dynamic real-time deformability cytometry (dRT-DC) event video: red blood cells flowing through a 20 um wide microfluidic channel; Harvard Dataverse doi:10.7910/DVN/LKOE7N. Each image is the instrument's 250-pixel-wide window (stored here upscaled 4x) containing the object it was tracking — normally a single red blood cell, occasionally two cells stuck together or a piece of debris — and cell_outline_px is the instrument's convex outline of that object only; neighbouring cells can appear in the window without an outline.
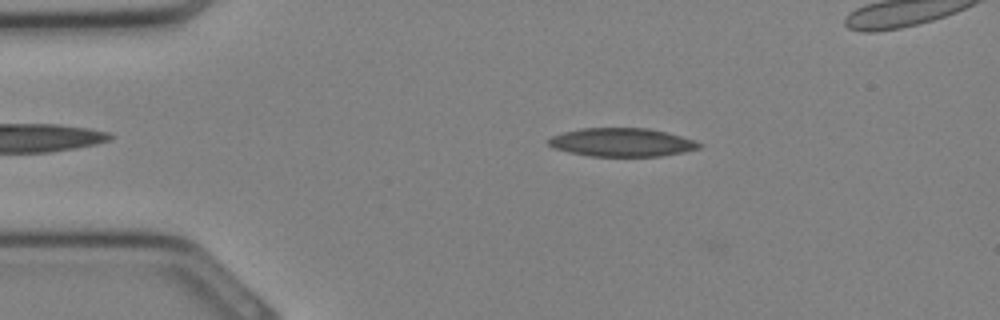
{"species": "Egyptian fruit bat (a non-hibernating species)", "species_latin": "Rousettus aegyptiacus", "temperature_condition": "cold", "stored_images_in_passage": 27, "camera_frame_rate_fps": 3000, "um_per_image_px": 0.085, "animal": {"sex": "female"}, "frame": {"image": 1, "passage_image": 5, "time_ms": 1.333, "image_size_px": [1000, 320], "cell_outline_px": [[704, 144], [700, 148], [684, 152], [660, 156], [592, 156], [568, 152], [556, 148], [548, 144], [548, 140], [552, 136], [564, 132], [580, 128], [648, 128], [680, 136]], "centroid_in_image_um": [52.86, 12.1], "position_along_channel_um": 32.1, "area_um2": 24.74}}
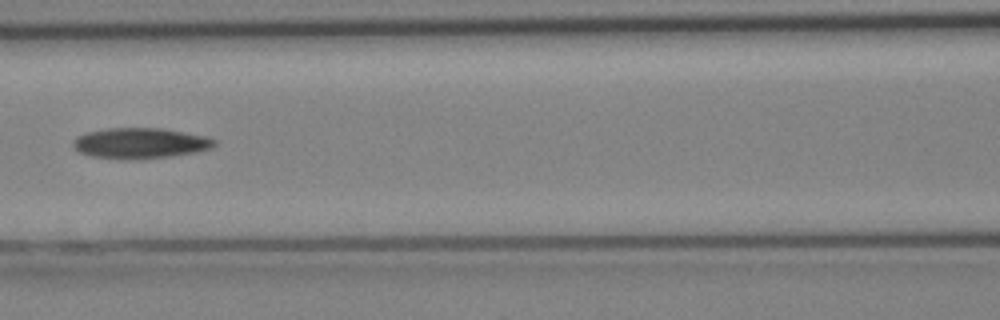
{"frame": {"image": 2, "passage_image": 13, "time_ms": 4.0, "image_size_px": [1000, 320], "cell_outline_px": [[216, 144], [212, 148], [196, 152], [172, 156], [128, 160], [92, 156], [80, 152], [72, 144], [72, 140], [76, 136], [88, 132], [108, 128], [160, 128], [204, 136], [216, 140]], "centroid_in_image_um": [11.9, 12.17], "position_along_channel_um": 154.7, "area_um2": 25.09}}
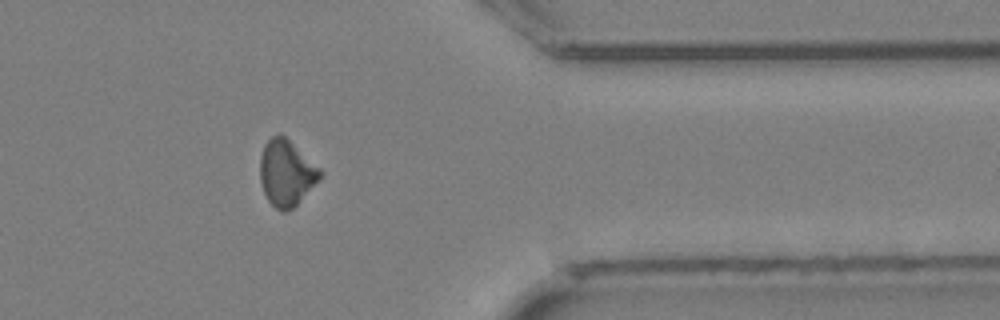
{"frame": {"image": 3, "passage_image": 25, "time_ms": 8.0, "image_size_px": [1000, 320], "cell_outline_px": [[324, 172], [320, 180], [292, 208], [284, 212], [276, 208], [268, 200], [264, 192], [260, 180], [260, 156], [264, 144], [272, 136], [280, 132], [320, 168]], "centroid_in_image_um": [24.34, 14.68], "position_along_channel_um": 387.1, "area_um2": 23.0}}